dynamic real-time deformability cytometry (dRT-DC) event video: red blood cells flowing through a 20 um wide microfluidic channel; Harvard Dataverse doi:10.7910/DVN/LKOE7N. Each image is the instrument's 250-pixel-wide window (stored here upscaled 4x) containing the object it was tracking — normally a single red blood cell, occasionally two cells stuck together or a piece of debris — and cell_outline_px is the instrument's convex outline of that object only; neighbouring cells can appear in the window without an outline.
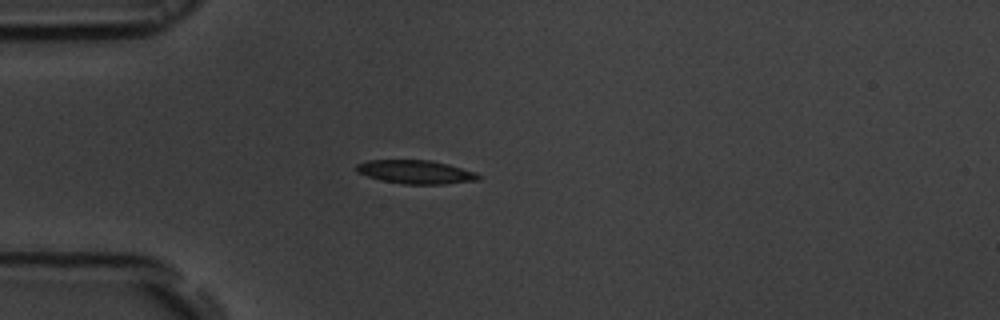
{"species": "common noctule bat (a hibernating species)", "species_latin": "Nyctalus noctula", "temperature_condition": "room temperature", "stored_images_in_passage": 41, "camera_frame_rate_fps": 3000, "um_per_image_px": 0.085, "animal": {"sex": "male", "body_mass_g": 19.5, "forearm_length_mm": 54.6}, "frame": {"image": 1, "passage_image": 1, "time_ms": 0.0, "image_size_px": [1000, 320], "cell_outline_px": [[480, 180], [444, 184], [404, 184], [384, 180], [368, 176], [356, 172], [356, 164], [368, 160], [432, 160], [448, 164], [476, 172], [480, 176]], "centroid_in_image_um": [35.35, 14.61], "position_along_channel_um": 49.6, "area_um2": 16.7}}
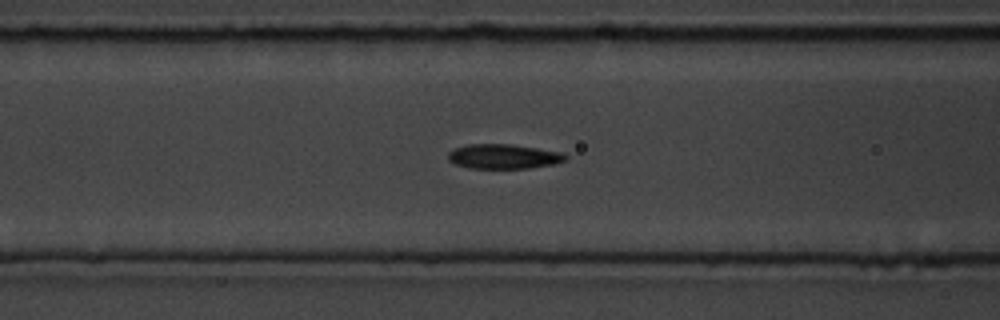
{"frame": {"image": 2, "passage_image": 8, "time_ms": 2.333, "image_size_px": [1000, 320], "cell_outline_px": [[568, 160], [556, 164], [528, 168], [468, 168], [456, 164], [448, 160], [448, 152], [456, 148], [468, 144], [508, 144], [564, 152], [568, 156]], "centroid_in_image_um": [42.85, 13.3], "position_along_channel_um": 123.7, "area_um2": 16.94}}
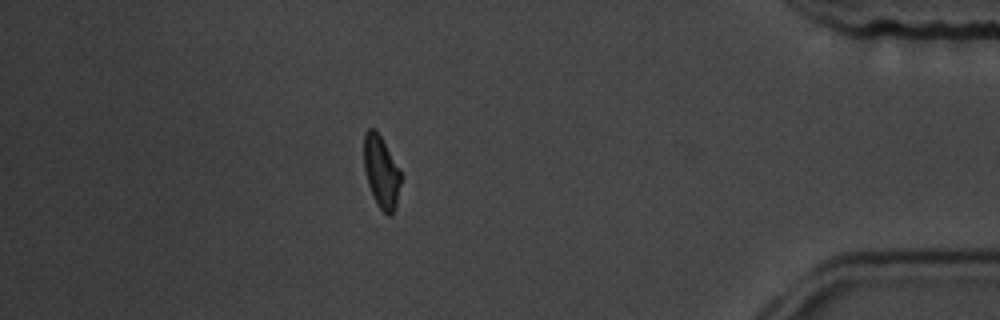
{"frame": {"image": 3, "passage_image": 34, "time_ms": 11.0, "image_size_px": [1000, 320], "cell_outline_px": [[400, 184], [396, 208], [392, 216], [388, 216], [376, 204], [372, 196], [368, 184], [364, 168], [364, 132], [368, 128], [376, 128], [400, 172]], "centroid_in_image_um": [32.38, 14.63], "position_along_channel_um": 402.8, "area_um2": 15.43}, "authors_computed_cell_mechanics": {"area_um2": 16.6464, "velocity_mm_per_s": 3.7117, "shape_relaxation_time_tau1_ms": 3.445, "shape_relaxation_time_tau2_ms": 6.1438, "deformation_change_tau1": 0.1551, "deformation_change_tau2": 0.1452}}